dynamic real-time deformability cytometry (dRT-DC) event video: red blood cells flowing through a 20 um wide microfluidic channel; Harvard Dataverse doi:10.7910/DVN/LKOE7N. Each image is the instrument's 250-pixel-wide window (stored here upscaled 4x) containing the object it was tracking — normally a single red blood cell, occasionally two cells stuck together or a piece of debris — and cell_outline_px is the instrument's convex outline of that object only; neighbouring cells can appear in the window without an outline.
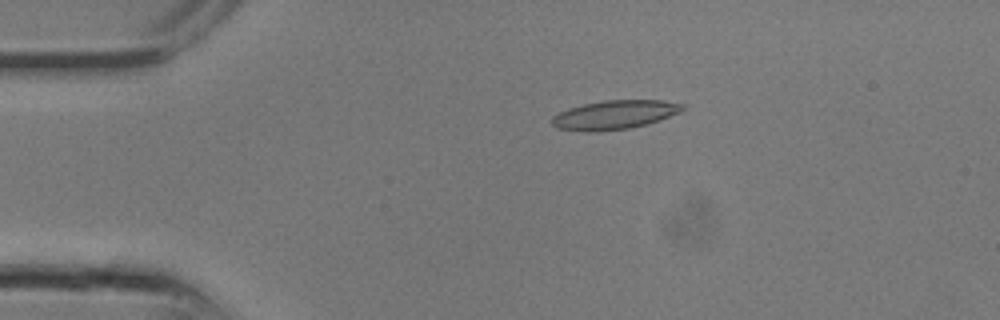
{"species": "common noctule bat (a hibernating species)", "species_latin": "Nyctalus noctula", "temperature_condition": "room temperature", "stored_images_in_passage": 12, "camera_frame_rate_fps": 3000, "um_per_image_px": 0.085, "animal": {"sex": "male", "body_mass_g": 13.3}, "frame": {"image": 1, "passage_image": 6, "time_ms": 1.667, "image_size_px": [1000, 320], "cell_outline_px": [[684, 108], [680, 112], [660, 120], [628, 128], [596, 132], [588, 132], [556, 128], [552, 124], [552, 116], [568, 108], [584, 104], [604, 100], [664, 100], [684, 104]], "centroid_in_image_um": [52.23, 9.75], "position_along_channel_um": 32.8, "area_um2": 21.96}}
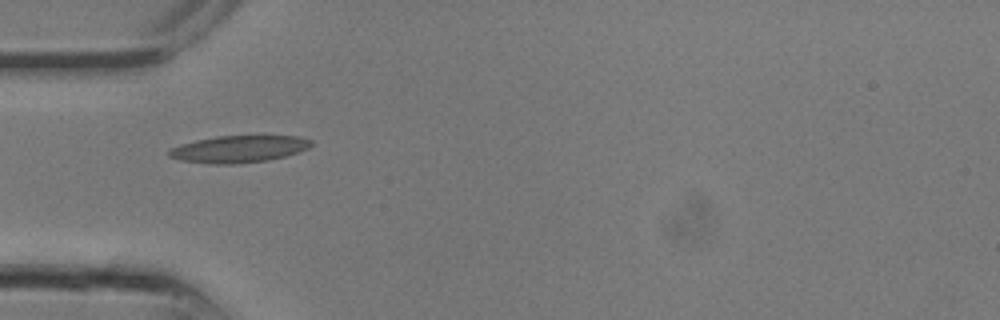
{"frame": {"image": 2, "passage_image": 9, "time_ms": 2.667, "image_size_px": [1000, 320], "cell_outline_px": [[312, 144], [308, 148], [284, 156], [268, 160], [232, 164], [208, 164], [180, 160], [168, 156], [168, 148], [180, 144], [196, 140], [216, 136], [300, 136], [312, 140]], "centroid_in_image_um": [20.24, 12.66], "position_along_channel_um": 64.8, "area_um2": 22.37}}
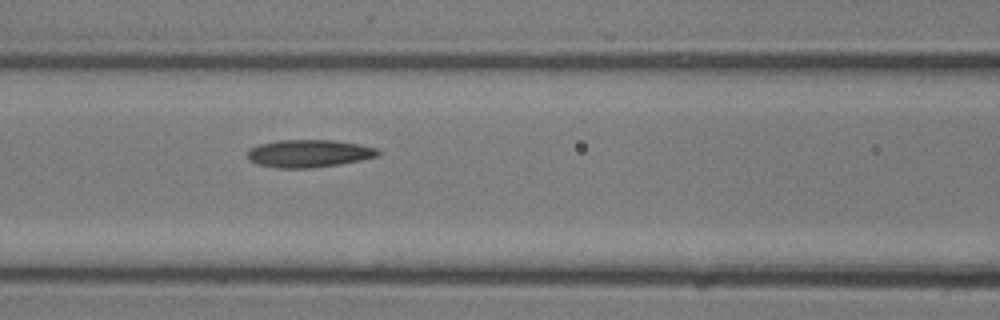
{"frame": {"image": 3, "passage_image": 12, "time_ms": 3.667, "image_size_px": [1000, 320], "cell_outline_px": [[380, 156], [340, 164], [312, 168], [276, 168], [256, 164], [248, 160], [248, 148], [260, 144], [280, 140], [332, 140], [360, 144], [376, 148], [380, 152]], "centroid_in_image_um": [26.25, 13.05], "position_along_channel_um": 140.4, "area_um2": 21.15}}